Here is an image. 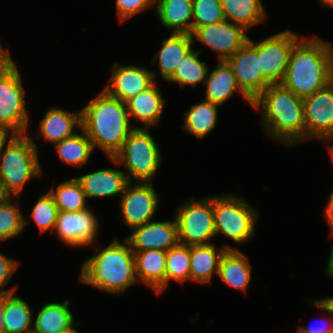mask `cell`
Here are the masks:
<instances>
[{
	"label": "cell",
	"mask_w": 333,
	"mask_h": 333,
	"mask_svg": "<svg viewBox=\"0 0 333 333\" xmlns=\"http://www.w3.org/2000/svg\"><path fill=\"white\" fill-rule=\"evenodd\" d=\"M266 136L290 148L305 142L303 98L280 83L270 84L254 101Z\"/></svg>",
	"instance_id": "obj_1"
},
{
	"label": "cell",
	"mask_w": 333,
	"mask_h": 333,
	"mask_svg": "<svg viewBox=\"0 0 333 333\" xmlns=\"http://www.w3.org/2000/svg\"><path fill=\"white\" fill-rule=\"evenodd\" d=\"M131 122L126 103L102 89L81 109V128L96 147L107 157H114L128 135L138 125Z\"/></svg>",
	"instance_id": "obj_2"
},
{
	"label": "cell",
	"mask_w": 333,
	"mask_h": 333,
	"mask_svg": "<svg viewBox=\"0 0 333 333\" xmlns=\"http://www.w3.org/2000/svg\"><path fill=\"white\" fill-rule=\"evenodd\" d=\"M333 81V46L317 36L301 38L293 47L280 82L296 96L305 98Z\"/></svg>",
	"instance_id": "obj_3"
},
{
	"label": "cell",
	"mask_w": 333,
	"mask_h": 333,
	"mask_svg": "<svg viewBox=\"0 0 333 333\" xmlns=\"http://www.w3.org/2000/svg\"><path fill=\"white\" fill-rule=\"evenodd\" d=\"M95 250L83 261L79 282L110 294H122L138 283L134 252L125 239L121 243L114 238L106 247Z\"/></svg>",
	"instance_id": "obj_4"
},
{
	"label": "cell",
	"mask_w": 333,
	"mask_h": 333,
	"mask_svg": "<svg viewBox=\"0 0 333 333\" xmlns=\"http://www.w3.org/2000/svg\"><path fill=\"white\" fill-rule=\"evenodd\" d=\"M38 148L27 133L17 134L0 153V186L5 196L19 200L25 184L42 174Z\"/></svg>",
	"instance_id": "obj_5"
},
{
	"label": "cell",
	"mask_w": 333,
	"mask_h": 333,
	"mask_svg": "<svg viewBox=\"0 0 333 333\" xmlns=\"http://www.w3.org/2000/svg\"><path fill=\"white\" fill-rule=\"evenodd\" d=\"M124 165L129 182H153L162 163V154L149 129L135 128L124 141L121 150L108 157ZM128 171V172H127Z\"/></svg>",
	"instance_id": "obj_6"
},
{
	"label": "cell",
	"mask_w": 333,
	"mask_h": 333,
	"mask_svg": "<svg viewBox=\"0 0 333 333\" xmlns=\"http://www.w3.org/2000/svg\"><path fill=\"white\" fill-rule=\"evenodd\" d=\"M215 234H223L236 244L246 243L256 233L259 211L245 198L233 193L213 196Z\"/></svg>",
	"instance_id": "obj_7"
},
{
	"label": "cell",
	"mask_w": 333,
	"mask_h": 333,
	"mask_svg": "<svg viewBox=\"0 0 333 333\" xmlns=\"http://www.w3.org/2000/svg\"><path fill=\"white\" fill-rule=\"evenodd\" d=\"M175 211L179 243L188 246L209 245L216 237L213 196L191 198Z\"/></svg>",
	"instance_id": "obj_8"
},
{
	"label": "cell",
	"mask_w": 333,
	"mask_h": 333,
	"mask_svg": "<svg viewBox=\"0 0 333 333\" xmlns=\"http://www.w3.org/2000/svg\"><path fill=\"white\" fill-rule=\"evenodd\" d=\"M17 64L0 76V125L25 134L30 123L26 110V90Z\"/></svg>",
	"instance_id": "obj_9"
},
{
	"label": "cell",
	"mask_w": 333,
	"mask_h": 333,
	"mask_svg": "<svg viewBox=\"0 0 333 333\" xmlns=\"http://www.w3.org/2000/svg\"><path fill=\"white\" fill-rule=\"evenodd\" d=\"M128 182L120 196L121 220L129 229L154 221L159 205L153 182Z\"/></svg>",
	"instance_id": "obj_10"
},
{
	"label": "cell",
	"mask_w": 333,
	"mask_h": 333,
	"mask_svg": "<svg viewBox=\"0 0 333 333\" xmlns=\"http://www.w3.org/2000/svg\"><path fill=\"white\" fill-rule=\"evenodd\" d=\"M287 29L258 42V56L262 74L272 83H280L286 73L294 45L301 39Z\"/></svg>",
	"instance_id": "obj_11"
},
{
	"label": "cell",
	"mask_w": 333,
	"mask_h": 333,
	"mask_svg": "<svg viewBox=\"0 0 333 333\" xmlns=\"http://www.w3.org/2000/svg\"><path fill=\"white\" fill-rule=\"evenodd\" d=\"M306 138L333 143V81L303 98Z\"/></svg>",
	"instance_id": "obj_12"
},
{
	"label": "cell",
	"mask_w": 333,
	"mask_h": 333,
	"mask_svg": "<svg viewBox=\"0 0 333 333\" xmlns=\"http://www.w3.org/2000/svg\"><path fill=\"white\" fill-rule=\"evenodd\" d=\"M248 41L226 61L231 66L237 84L253 102L270 84L261 72L258 41Z\"/></svg>",
	"instance_id": "obj_13"
},
{
	"label": "cell",
	"mask_w": 333,
	"mask_h": 333,
	"mask_svg": "<svg viewBox=\"0 0 333 333\" xmlns=\"http://www.w3.org/2000/svg\"><path fill=\"white\" fill-rule=\"evenodd\" d=\"M96 217L90 208L79 212L59 211L54 231L61 242L73 248L95 247L99 232Z\"/></svg>",
	"instance_id": "obj_14"
},
{
	"label": "cell",
	"mask_w": 333,
	"mask_h": 333,
	"mask_svg": "<svg viewBox=\"0 0 333 333\" xmlns=\"http://www.w3.org/2000/svg\"><path fill=\"white\" fill-rule=\"evenodd\" d=\"M242 26L226 19L207 26L196 28L192 40H198L218 54L219 61L227 60L238 51L249 39Z\"/></svg>",
	"instance_id": "obj_15"
},
{
	"label": "cell",
	"mask_w": 333,
	"mask_h": 333,
	"mask_svg": "<svg viewBox=\"0 0 333 333\" xmlns=\"http://www.w3.org/2000/svg\"><path fill=\"white\" fill-rule=\"evenodd\" d=\"M112 67L109 83L103 89L124 103L149 88L157 78L155 71L141 66L114 62Z\"/></svg>",
	"instance_id": "obj_16"
},
{
	"label": "cell",
	"mask_w": 333,
	"mask_h": 333,
	"mask_svg": "<svg viewBox=\"0 0 333 333\" xmlns=\"http://www.w3.org/2000/svg\"><path fill=\"white\" fill-rule=\"evenodd\" d=\"M133 251L149 249L168 251L179 243L175 216L171 221H151L132 229L124 238Z\"/></svg>",
	"instance_id": "obj_17"
},
{
	"label": "cell",
	"mask_w": 333,
	"mask_h": 333,
	"mask_svg": "<svg viewBox=\"0 0 333 333\" xmlns=\"http://www.w3.org/2000/svg\"><path fill=\"white\" fill-rule=\"evenodd\" d=\"M80 129L81 110L70 113L53 106L48 109L40 121L35 139H40L42 136L45 142L55 145L59 141L73 136L76 132H80Z\"/></svg>",
	"instance_id": "obj_18"
},
{
	"label": "cell",
	"mask_w": 333,
	"mask_h": 333,
	"mask_svg": "<svg viewBox=\"0 0 333 333\" xmlns=\"http://www.w3.org/2000/svg\"><path fill=\"white\" fill-rule=\"evenodd\" d=\"M76 178L87 199L121 196L129 182L123 170L113 168H103Z\"/></svg>",
	"instance_id": "obj_19"
},
{
	"label": "cell",
	"mask_w": 333,
	"mask_h": 333,
	"mask_svg": "<svg viewBox=\"0 0 333 333\" xmlns=\"http://www.w3.org/2000/svg\"><path fill=\"white\" fill-rule=\"evenodd\" d=\"M166 100L163 98L157 82L126 102L130 120L141 122L138 128L150 129L162 119ZM132 117V118H131Z\"/></svg>",
	"instance_id": "obj_20"
},
{
	"label": "cell",
	"mask_w": 333,
	"mask_h": 333,
	"mask_svg": "<svg viewBox=\"0 0 333 333\" xmlns=\"http://www.w3.org/2000/svg\"><path fill=\"white\" fill-rule=\"evenodd\" d=\"M205 100L219 106L225 104L237 92L244 101L253 107V102L239 88L231 66L226 60L219 61L217 66L208 72L205 83Z\"/></svg>",
	"instance_id": "obj_21"
},
{
	"label": "cell",
	"mask_w": 333,
	"mask_h": 333,
	"mask_svg": "<svg viewBox=\"0 0 333 333\" xmlns=\"http://www.w3.org/2000/svg\"><path fill=\"white\" fill-rule=\"evenodd\" d=\"M136 276L157 295L165 291L166 251L149 249L133 251Z\"/></svg>",
	"instance_id": "obj_22"
},
{
	"label": "cell",
	"mask_w": 333,
	"mask_h": 333,
	"mask_svg": "<svg viewBox=\"0 0 333 333\" xmlns=\"http://www.w3.org/2000/svg\"><path fill=\"white\" fill-rule=\"evenodd\" d=\"M194 41L190 34L171 33L163 39L161 48L153 55L152 66L157 65L159 75L167 81L175 72L184 55L192 49Z\"/></svg>",
	"instance_id": "obj_23"
},
{
	"label": "cell",
	"mask_w": 333,
	"mask_h": 333,
	"mask_svg": "<svg viewBox=\"0 0 333 333\" xmlns=\"http://www.w3.org/2000/svg\"><path fill=\"white\" fill-rule=\"evenodd\" d=\"M248 259L239 249H226L219 262L218 277L226 285L246 293L252 276Z\"/></svg>",
	"instance_id": "obj_24"
},
{
	"label": "cell",
	"mask_w": 333,
	"mask_h": 333,
	"mask_svg": "<svg viewBox=\"0 0 333 333\" xmlns=\"http://www.w3.org/2000/svg\"><path fill=\"white\" fill-rule=\"evenodd\" d=\"M156 15L171 33H192L193 0H155Z\"/></svg>",
	"instance_id": "obj_25"
},
{
	"label": "cell",
	"mask_w": 333,
	"mask_h": 333,
	"mask_svg": "<svg viewBox=\"0 0 333 333\" xmlns=\"http://www.w3.org/2000/svg\"><path fill=\"white\" fill-rule=\"evenodd\" d=\"M226 249H237L229 245L220 248L209 245L190 246V281L209 283L218 274L219 262Z\"/></svg>",
	"instance_id": "obj_26"
},
{
	"label": "cell",
	"mask_w": 333,
	"mask_h": 333,
	"mask_svg": "<svg viewBox=\"0 0 333 333\" xmlns=\"http://www.w3.org/2000/svg\"><path fill=\"white\" fill-rule=\"evenodd\" d=\"M69 300L44 304L33 322L32 333H59L70 327L75 318Z\"/></svg>",
	"instance_id": "obj_27"
},
{
	"label": "cell",
	"mask_w": 333,
	"mask_h": 333,
	"mask_svg": "<svg viewBox=\"0 0 333 333\" xmlns=\"http://www.w3.org/2000/svg\"><path fill=\"white\" fill-rule=\"evenodd\" d=\"M218 107L219 105L205 99L192 105L184 112V123L181 129L188 131L199 140L205 138L217 124Z\"/></svg>",
	"instance_id": "obj_28"
},
{
	"label": "cell",
	"mask_w": 333,
	"mask_h": 333,
	"mask_svg": "<svg viewBox=\"0 0 333 333\" xmlns=\"http://www.w3.org/2000/svg\"><path fill=\"white\" fill-rule=\"evenodd\" d=\"M227 21L249 30L266 19V11L261 0H221Z\"/></svg>",
	"instance_id": "obj_29"
},
{
	"label": "cell",
	"mask_w": 333,
	"mask_h": 333,
	"mask_svg": "<svg viewBox=\"0 0 333 333\" xmlns=\"http://www.w3.org/2000/svg\"><path fill=\"white\" fill-rule=\"evenodd\" d=\"M33 311L15 292L4 294L3 324L6 333H32Z\"/></svg>",
	"instance_id": "obj_30"
},
{
	"label": "cell",
	"mask_w": 333,
	"mask_h": 333,
	"mask_svg": "<svg viewBox=\"0 0 333 333\" xmlns=\"http://www.w3.org/2000/svg\"><path fill=\"white\" fill-rule=\"evenodd\" d=\"M81 133L65 138L54 145L60 161L64 164L80 168L89 162L94 150L92 141L81 128Z\"/></svg>",
	"instance_id": "obj_31"
},
{
	"label": "cell",
	"mask_w": 333,
	"mask_h": 333,
	"mask_svg": "<svg viewBox=\"0 0 333 333\" xmlns=\"http://www.w3.org/2000/svg\"><path fill=\"white\" fill-rule=\"evenodd\" d=\"M200 51L193 48L189 50L176 66L174 74L167 80L168 82L177 83L180 88L185 86L196 87L204 84L209 72V66L199 58Z\"/></svg>",
	"instance_id": "obj_32"
},
{
	"label": "cell",
	"mask_w": 333,
	"mask_h": 333,
	"mask_svg": "<svg viewBox=\"0 0 333 333\" xmlns=\"http://www.w3.org/2000/svg\"><path fill=\"white\" fill-rule=\"evenodd\" d=\"M55 188V189H54ZM59 211L79 212L89 208L87 197L77 178H70L49 189Z\"/></svg>",
	"instance_id": "obj_33"
},
{
	"label": "cell",
	"mask_w": 333,
	"mask_h": 333,
	"mask_svg": "<svg viewBox=\"0 0 333 333\" xmlns=\"http://www.w3.org/2000/svg\"><path fill=\"white\" fill-rule=\"evenodd\" d=\"M12 198L5 196L0 201V242L18 237L29 223Z\"/></svg>",
	"instance_id": "obj_34"
},
{
	"label": "cell",
	"mask_w": 333,
	"mask_h": 333,
	"mask_svg": "<svg viewBox=\"0 0 333 333\" xmlns=\"http://www.w3.org/2000/svg\"><path fill=\"white\" fill-rule=\"evenodd\" d=\"M171 280L180 285L190 280V246L178 243L166 252L165 291Z\"/></svg>",
	"instance_id": "obj_35"
},
{
	"label": "cell",
	"mask_w": 333,
	"mask_h": 333,
	"mask_svg": "<svg viewBox=\"0 0 333 333\" xmlns=\"http://www.w3.org/2000/svg\"><path fill=\"white\" fill-rule=\"evenodd\" d=\"M58 213V207L48 191L38 197L37 202L32 208L31 216L29 217L35 222L40 232L45 233L46 231L51 230V233L55 235L53 231L56 226Z\"/></svg>",
	"instance_id": "obj_36"
},
{
	"label": "cell",
	"mask_w": 333,
	"mask_h": 333,
	"mask_svg": "<svg viewBox=\"0 0 333 333\" xmlns=\"http://www.w3.org/2000/svg\"><path fill=\"white\" fill-rule=\"evenodd\" d=\"M225 19L221 0H193L192 32Z\"/></svg>",
	"instance_id": "obj_37"
},
{
	"label": "cell",
	"mask_w": 333,
	"mask_h": 333,
	"mask_svg": "<svg viewBox=\"0 0 333 333\" xmlns=\"http://www.w3.org/2000/svg\"><path fill=\"white\" fill-rule=\"evenodd\" d=\"M116 14L121 23L155 6V0H115Z\"/></svg>",
	"instance_id": "obj_38"
},
{
	"label": "cell",
	"mask_w": 333,
	"mask_h": 333,
	"mask_svg": "<svg viewBox=\"0 0 333 333\" xmlns=\"http://www.w3.org/2000/svg\"><path fill=\"white\" fill-rule=\"evenodd\" d=\"M19 266V261L0 252V294L16 292L17 285L10 289H4V287L10 283L9 281Z\"/></svg>",
	"instance_id": "obj_39"
},
{
	"label": "cell",
	"mask_w": 333,
	"mask_h": 333,
	"mask_svg": "<svg viewBox=\"0 0 333 333\" xmlns=\"http://www.w3.org/2000/svg\"><path fill=\"white\" fill-rule=\"evenodd\" d=\"M311 303L317 307L318 309H321L322 311L327 312L328 314L333 315V308L323 299H313L311 300ZM329 317L328 320H324V323H322V326H313V327H307V326H298V331L296 333H333V316ZM332 318V319H330ZM326 323V324H325Z\"/></svg>",
	"instance_id": "obj_40"
},
{
	"label": "cell",
	"mask_w": 333,
	"mask_h": 333,
	"mask_svg": "<svg viewBox=\"0 0 333 333\" xmlns=\"http://www.w3.org/2000/svg\"><path fill=\"white\" fill-rule=\"evenodd\" d=\"M15 61L8 49H4L0 43V76L15 65Z\"/></svg>",
	"instance_id": "obj_41"
},
{
	"label": "cell",
	"mask_w": 333,
	"mask_h": 333,
	"mask_svg": "<svg viewBox=\"0 0 333 333\" xmlns=\"http://www.w3.org/2000/svg\"><path fill=\"white\" fill-rule=\"evenodd\" d=\"M17 133L7 126L0 125V153L12 141Z\"/></svg>",
	"instance_id": "obj_42"
},
{
	"label": "cell",
	"mask_w": 333,
	"mask_h": 333,
	"mask_svg": "<svg viewBox=\"0 0 333 333\" xmlns=\"http://www.w3.org/2000/svg\"><path fill=\"white\" fill-rule=\"evenodd\" d=\"M324 211V216L327 221V225L329 226L330 235L333 236V190L329 196Z\"/></svg>",
	"instance_id": "obj_43"
},
{
	"label": "cell",
	"mask_w": 333,
	"mask_h": 333,
	"mask_svg": "<svg viewBox=\"0 0 333 333\" xmlns=\"http://www.w3.org/2000/svg\"><path fill=\"white\" fill-rule=\"evenodd\" d=\"M327 276L333 280V245L331 246L330 252H329V259L327 261V267L325 270Z\"/></svg>",
	"instance_id": "obj_44"
},
{
	"label": "cell",
	"mask_w": 333,
	"mask_h": 333,
	"mask_svg": "<svg viewBox=\"0 0 333 333\" xmlns=\"http://www.w3.org/2000/svg\"><path fill=\"white\" fill-rule=\"evenodd\" d=\"M4 317V294H0V333H6L3 324Z\"/></svg>",
	"instance_id": "obj_45"
},
{
	"label": "cell",
	"mask_w": 333,
	"mask_h": 333,
	"mask_svg": "<svg viewBox=\"0 0 333 333\" xmlns=\"http://www.w3.org/2000/svg\"><path fill=\"white\" fill-rule=\"evenodd\" d=\"M80 324V322H74L70 327H68L67 329L65 330H62L60 331L59 333H79L77 330H76V327Z\"/></svg>",
	"instance_id": "obj_46"
},
{
	"label": "cell",
	"mask_w": 333,
	"mask_h": 333,
	"mask_svg": "<svg viewBox=\"0 0 333 333\" xmlns=\"http://www.w3.org/2000/svg\"><path fill=\"white\" fill-rule=\"evenodd\" d=\"M320 6L323 7H331L333 9V0H318Z\"/></svg>",
	"instance_id": "obj_47"
},
{
	"label": "cell",
	"mask_w": 333,
	"mask_h": 333,
	"mask_svg": "<svg viewBox=\"0 0 333 333\" xmlns=\"http://www.w3.org/2000/svg\"><path fill=\"white\" fill-rule=\"evenodd\" d=\"M333 308V296L329 298H323Z\"/></svg>",
	"instance_id": "obj_48"
},
{
	"label": "cell",
	"mask_w": 333,
	"mask_h": 333,
	"mask_svg": "<svg viewBox=\"0 0 333 333\" xmlns=\"http://www.w3.org/2000/svg\"><path fill=\"white\" fill-rule=\"evenodd\" d=\"M328 152L330 153V157H331V159H332V161H333V145H329L328 146Z\"/></svg>",
	"instance_id": "obj_49"
},
{
	"label": "cell",
	"mask_w": 333,
	"mask_h": 333,
	"mask_svg": "<svg viewBox=\"0 0 333 333\" xmlns=\"http://www.w3.org/2000/svg\"><path fill=\"white\" fill-rule=\"evenodd\" d=\"M5 197V195L2 192L1 186H0V201Z\"/></svg>",
	"instance_id": "obj_50"
}]
</instances>
